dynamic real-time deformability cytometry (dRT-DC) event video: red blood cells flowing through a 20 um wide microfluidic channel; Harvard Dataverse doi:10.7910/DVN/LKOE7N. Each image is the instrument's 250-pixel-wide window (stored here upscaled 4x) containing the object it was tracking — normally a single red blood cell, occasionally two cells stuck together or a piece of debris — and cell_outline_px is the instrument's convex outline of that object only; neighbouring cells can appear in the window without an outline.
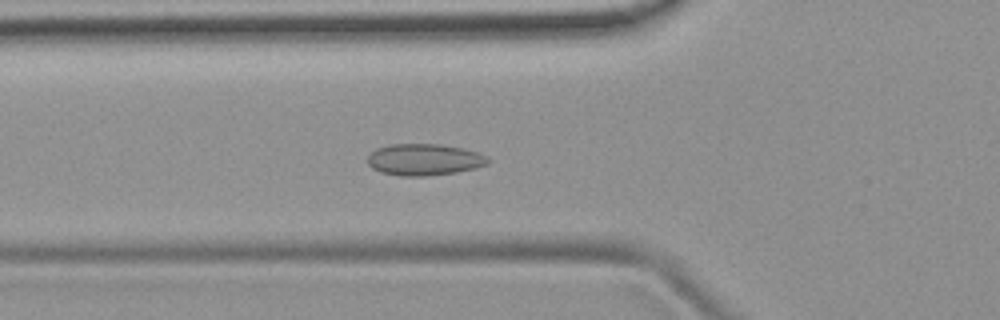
{"species": "common noctule bat (a hibernating species)", "species_latin": "Nyctalus noctula", "temperature_condition": "room temperature", "stored_images_in_passage": 52, "camera_frame_rate_fps": 3000, "um_per_image_px": 0.085, "animal": {"sex": "female", "body_mass_g": 19.9}, "frame": {"image": 1, "passage_image": 18, "time_ms": 5.667, "image_size_px": [1000, 320], "cell_outline_px": [[492, 160], [488, 164], [476, 168], [456, 172], [424, 176], [400, 176], [380, 172], [372, 168], [368, 164], [368, 156], [376, 148], [388, 144], [440, 144], [460, 148], [476, 152], [488, 156]], "centroid_in_image_um": [36.06, 13.57], "position_along_channel_um": 89.7, "area_um2": 22.25}}
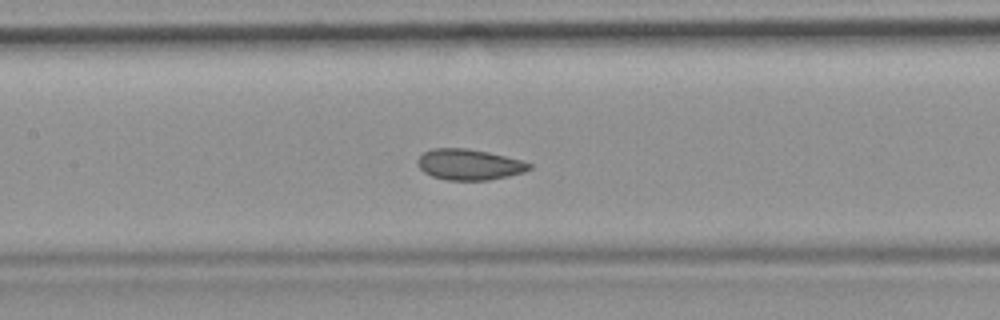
{"frame": {"image": 2, "passage_image": 24, "time_ms": 7.667, "image_size_px": [1000, 320], "cell_outline_px": [[532, 168], [524, 172], [508, 176], [488, 180], [448, 180], [432, 176], [424, 172], [420, 168], [416, 160], [424, 152], [432, 148], [468, 148], [488, 152], [524, 160], [532, 164]], "centroid_in_image_um": [39.9, 13.98], "position_along_channel_um": 167.5, "area_um2": 20.17}}
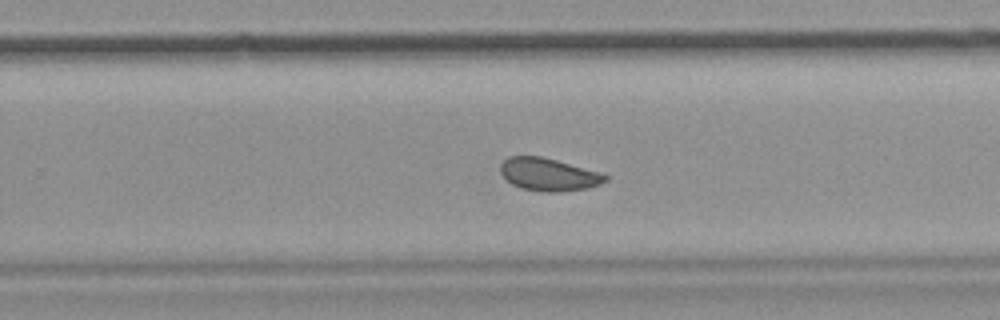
{"frame": {"image": 3, "passage_image": 33, "time_ms": 10.667, "image_size_px": [1000, 320], "cell_outline_px": [[608, 180], [600, 184], [588, 188], [556, 192], [544, 192], [520, 188], [512, 184], [500, 172], [500, 164], [508, 156], [540, 156], [556, 160], [600, 172], [608, 176]], "centroid_in_image_um": [46.62, 14.83], "position_along_channel_um": 283.2, "area_um2": 19.94}, "authors_computed_cell_mechanics": {"area_um2": 20.9236, "velocity_mm_per_s": 3.8882, "shape_relaxation_time_tau1_ms": 6.4972, "shape_relaxation_time_tau2_ms": 2.3761, "deformation_change_tau1": 0.0972, "deformation_change_tau2": 0.0645}}